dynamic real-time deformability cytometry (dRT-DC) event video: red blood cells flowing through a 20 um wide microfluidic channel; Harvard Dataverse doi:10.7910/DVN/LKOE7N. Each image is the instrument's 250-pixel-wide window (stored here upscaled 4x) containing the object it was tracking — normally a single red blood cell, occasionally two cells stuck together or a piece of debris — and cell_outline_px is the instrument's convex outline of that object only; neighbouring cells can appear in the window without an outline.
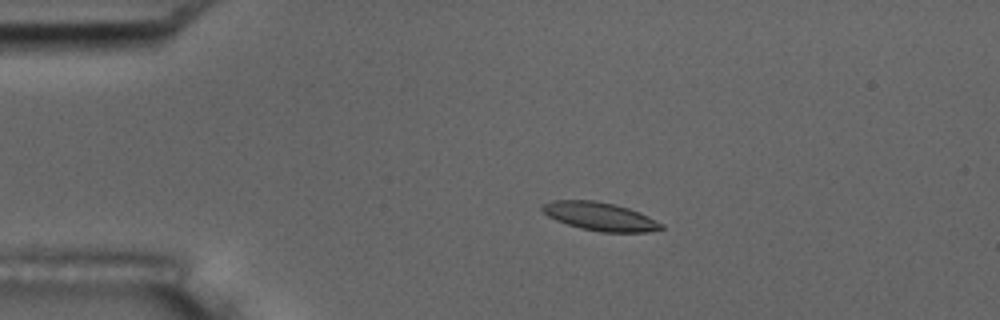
{"species": "common noctule bat (a hibernating species)", "species_latin": "Nyctalus noctula", "temperature_condition": "room temperature", "stored_images_in_passage": 57, "camera_frame_rate_fps": 3000, "um_per_image_px": 0.085, "animal": {"sex": "male", "body_mass_g": 17.5, "forearm_length_mm": 52.3}, "frame": {"image": 1, "passage_image": 12, "time_ms": 3.667, "image_size_px": [1000, 320], "cell_outline_px": [[664, 228], [648, 232], [600, 232], [580, 228], [556, 220], [548, 216], [540, 208], [540, 204], [552, 200], [596, 200], [628, 208], [640, 212], [664, 224]], "centroid_in_image_um": [50.98, 18.39], "position_along_channel_um": 34.0, "area_um2": 19.71}}
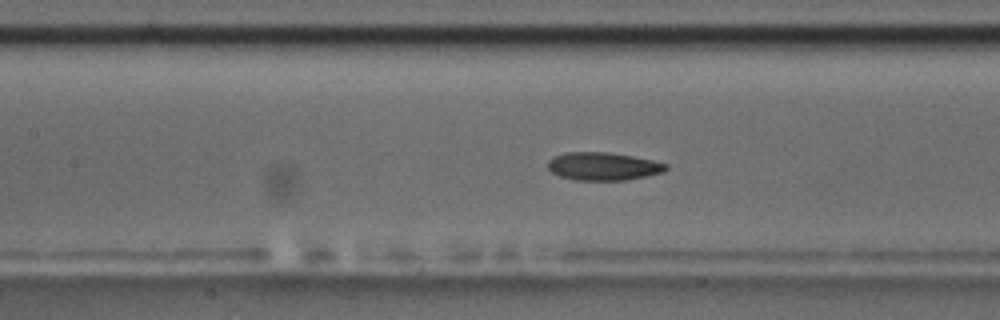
{"frame": {"image": 2, "passage_image": 26, "time_ms": 8.333, "image_size_px": [1000, 320], "cell_outline_px": [[668, 168], [664, 172], [624, 180], [576, 180], [560, 176], [552, 172], [548, 168], [548, 160], [552, 156], [564, 152], [608, 152], [632, 156], [652, 160], [668, 164]], "centroid_in_image_um": [51.24, 14.12], "position_along_channel_um": 156.2, "area_um2": 19.25}}
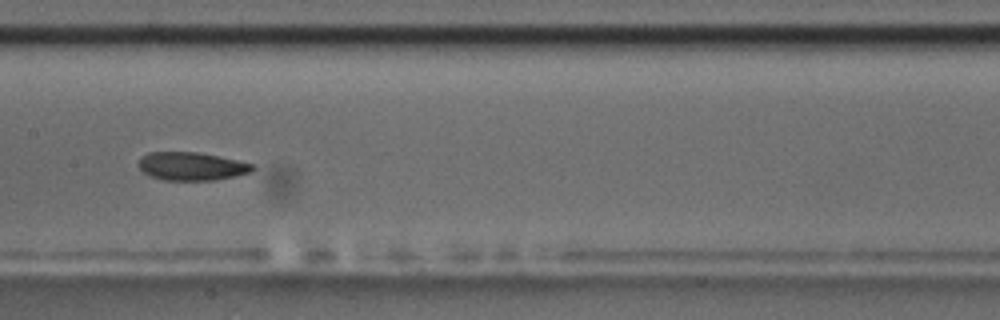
{"frame": {"image": 3, "passage_image": 29, "time_ms": 9.333, "image_size_px": [1000, 320], "cell_outline_px": [[256, 168], [252, 172], [236, 176], [216, 180], [164, 180], [152, 176], [144, 172], [136, 164], [140, 156], [148, 152], [200, 152], [236, 160], [252, 164]], "centroid_in_image_um": [16.27, 14.13], "position_along_channel_um": 191.1, "area_um2": 18.84}, "authors_computed_cell_mechanics": {"area_um2": 19.1896, "velocity_mm_per_s": 3.5359, "shape_relaxation_time_tau1_ms": 5.1271, "shape_relaxation_time_tau2_ms": 2.6811, "deformation_change_tau1": 0.1303, "deformation_change_tau2": 0.0728}}